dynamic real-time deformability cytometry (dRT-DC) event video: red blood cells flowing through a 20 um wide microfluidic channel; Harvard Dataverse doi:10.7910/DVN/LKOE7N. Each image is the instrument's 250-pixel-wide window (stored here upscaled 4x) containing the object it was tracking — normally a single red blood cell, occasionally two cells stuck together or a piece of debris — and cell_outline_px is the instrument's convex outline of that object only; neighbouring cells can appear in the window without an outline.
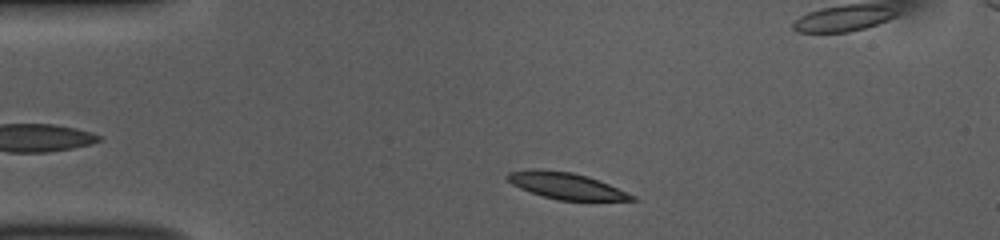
{"species": "common noctule bat (a hibernating species)", "species_latin": "Nyctalus noctula", "temperature_condition": "room temperature", "stored_images_in_passage": 33, "camera_frame_rate_fps": 3000, "um_per_image_px": 0.085, "animal": {"sex": "female", "body_mass_g": 10.0, "forearm_length_mm": 53.1}, "frame": {"image": 1, "passage_image": 3, "time_ms": 0.667, "image_size_px": [1000, 240], "cell_outline_px": [[636, 200], [556, 200], [520, 188], [512, 184], [504, 176], [508, 172], [532, 168], [536, 168], [572, 172], [588, 176], [608, 184], [636, 196]], "centroid_in_image_um": [48.07, 15.77], "position_along_channel_um": 36.9, "area_um2": 19.07}}
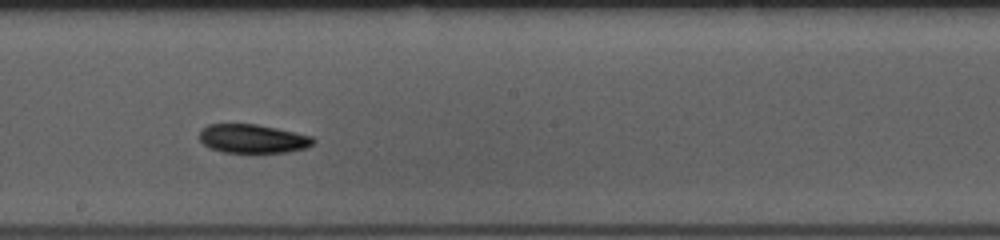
{"frame": {"image": 2, "passage_image": 21, "time_ms": 6.667, "image_size_px": [1000, 240], "cell_outline_px": [[316, 140], [312, 144], [304, 148], [288, 152], [224, 152], [208, 148], [200, 140], [200, 128], [208, 124], [256, 124], [296, 132], [312, 136]], "centroid_in_image_um": [21.46, 11.78], "position_along_channel_um": 226.7, "area_um2": 19.07}}
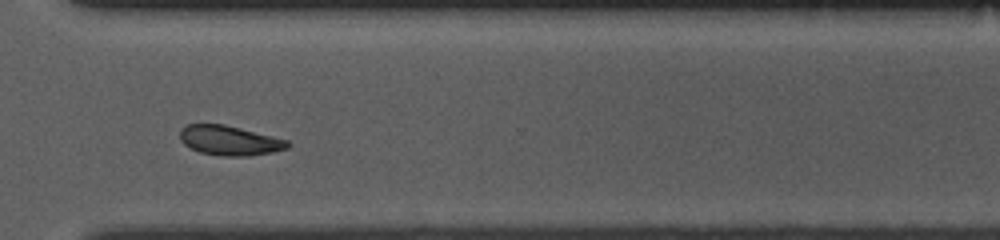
{"frame": {"image": 3, "passage_image": 31, "time_ms": 10.0, "image_size_px": [1000, 240], "cell_outline_px": [[292, 144], [288, 148], [272, 152], [248, 156], [220, 156], [200, 152], [184, 144], [180, 140], [180, 128], [188, 124], [224, 124], [288, 140]], "centroid_in_image_um": [19.51, 11.94], "position_along_channel_um": 351.1, "area_um2": 18.61}, "authors_computed_cell_mechanics": {"area_um2": 19.074, "velocity_mm_per_s": 3.726, "shape_relaxation_time_tau1_ms": 2.457, "shape_relaxation_time_tau2_ms": null, "deformation_change_tau1": 0.0851, "deformation_change_tau2": null}}